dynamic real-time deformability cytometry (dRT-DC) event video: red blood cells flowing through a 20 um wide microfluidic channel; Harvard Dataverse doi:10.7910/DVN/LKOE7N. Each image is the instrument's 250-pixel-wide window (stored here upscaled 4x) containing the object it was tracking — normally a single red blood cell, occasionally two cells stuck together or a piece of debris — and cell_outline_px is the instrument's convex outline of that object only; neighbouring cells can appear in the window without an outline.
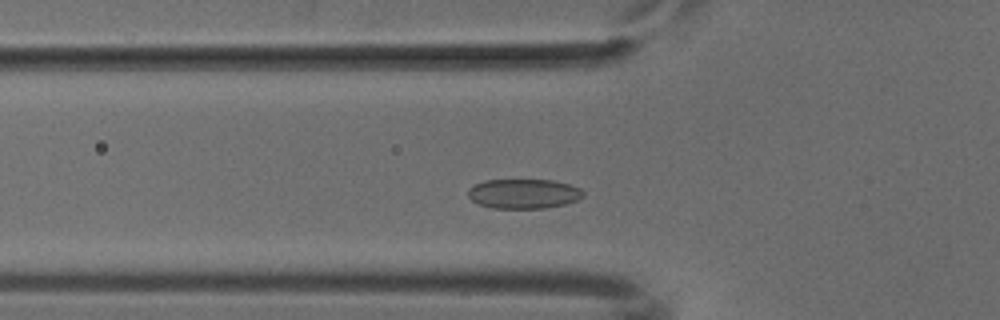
{"species": "common noctule bat (a hibernating species)", "species_latin": "Nyctalus noctula", "temperature_condition": "cold", "stored_images_in_passage": 47, "camera_frame_rate_fps": 3000, "um_per_image_px": 0.085, "animal": {"sex": "male", "body_mass_g": 18.8}, "frame": {"image": 1, "passage_image": 12, "time_ms": 3.667, "image_size_px": [1000, 320], "cell_outline_px": [[584, 196], [576, 200], [564, 204], [544, 208], [492, 208], [480, 204], [472, 200], [468, 196], [468, 188], [472, 184], [484, 180], [552, 180], [568, 184], [580, 188], [584, 192]], "centroid_in_image_um": [44.48, 16.46], "position_along_channel_um": 81.3, "area_um2": 19.88}}
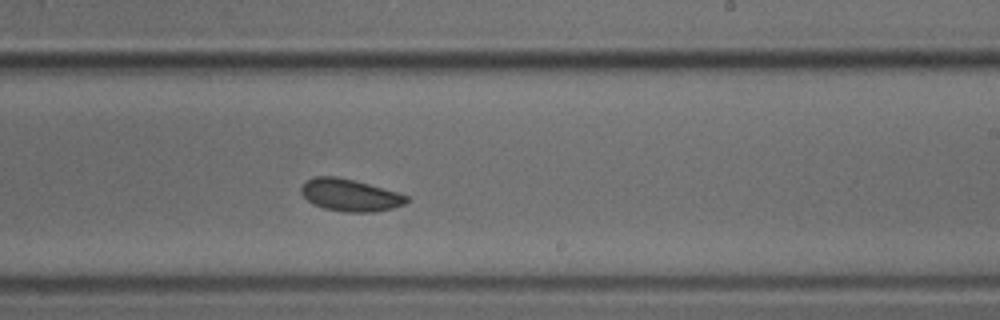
{"frame": {"image": 2, "passage_image": 26, "time_ms": 8.333, "image_size_px": [1000, 320], "cell_outline_px": [[408, 200], [404, 204], [392, 208], [376, 212], [348, 212], [324, 208], [312, 204], [300, 192], [300, 188], [308, 180], [316, 176], [336, 176], [368, 184], [396, 192], [408, 196]], "centroid_in_image_um": [29.73, 16.59], "position_along_channel_um": 259.3, "area_um2": 19.48}}
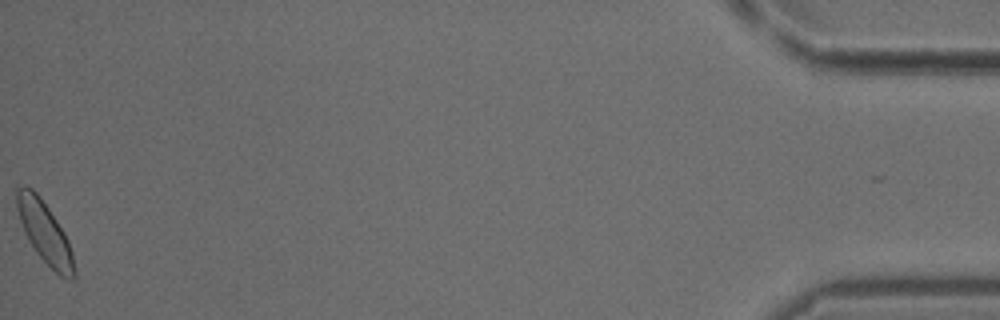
{"frame": {"image": 3, "passage_image": 47, "time_ms": 15.333, "image_size_px": [1000, 320], "cell_outline_px": [[76, 276], [72, 280], [68, 280], [60, 276], [36, 252], [28, 240], [24, 232], [16, 208], [16, 188], [24, 184], [32, 188], [36, 192], [48, 208], [64, 232], [68, 240], [72, 252], [76, 268]], "centroid_in_image_um": [3.81, 19.76], "position_along_channel_um": 431.4, "area_um2": 20.52}}